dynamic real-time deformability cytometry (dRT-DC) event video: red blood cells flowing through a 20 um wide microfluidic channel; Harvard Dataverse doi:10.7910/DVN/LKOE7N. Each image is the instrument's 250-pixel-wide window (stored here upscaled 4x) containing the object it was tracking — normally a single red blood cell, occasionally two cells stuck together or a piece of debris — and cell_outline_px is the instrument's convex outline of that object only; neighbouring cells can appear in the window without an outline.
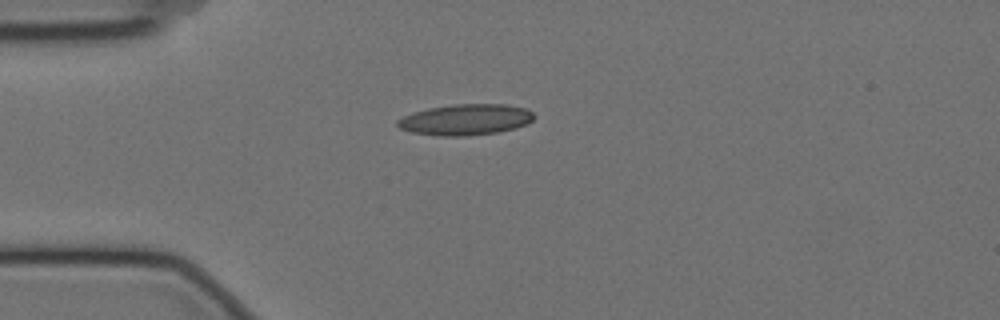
{"species": "Egyptian fruit bat (a non-hibernating species)", "species_latin": "Rousettus aegyptiacus", "temperature_condition": "cold", "stored_images_in_passage": 44, "camera_frame_rate_fps": 3000, "um_per_image_px": 0.085, "animal": {"sex": "female"}, "frame": {"image": 1, "passage_image": 1, "time_ms": 0.0, "image_size_px": [1000, 320], "cell_outline_px": [[536, 116], [532, 120], [524, 124], [512, 128], [496, 132], [468, 136], [440, 136], [412, 132], [400, 128], [396, 124], [396, 120], [412, 112], [428, 108], [452, 104], [508, 104], [524, 108], [532, 112]], "centroid_in_image_um": [39.54, 10.16], "position_along_channel_um": 45.5, "area_um2": 24.57}}
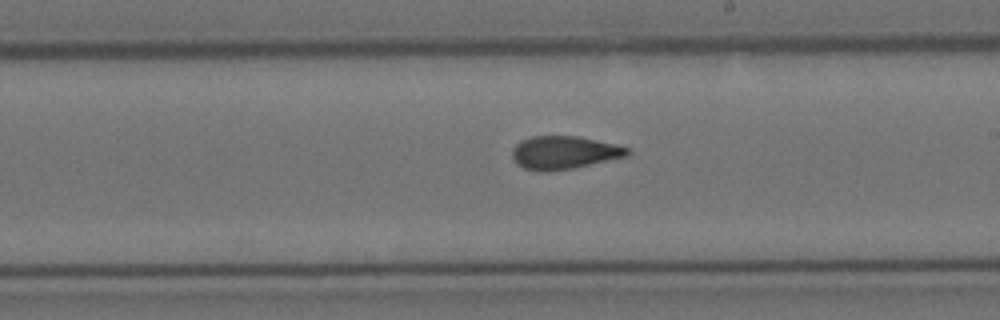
{"frame": {"image": 2, "passage_image": 19, "time_ms": 6.0, "image_size_px": [1000, 320], "cell_outline_px": [[632, 152], [628, 156], [572, 168], [548, 172], [540, 172], [524, 168], [516, 164], [512, 156], [512, 148], [520, 140], [532, 136], [580, 136], [616, 144], [632, 148]], "centroid_in_image_um": [47.96, 12.96], "position_along_channel_um": 241.0, "area_um2": 22.54}}
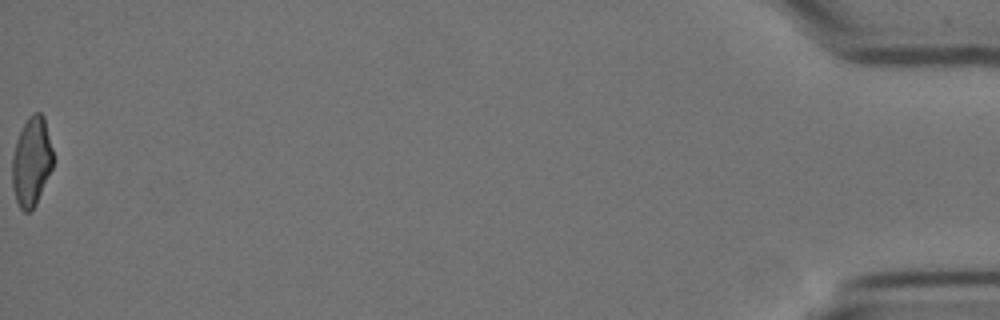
{"frame": {"image": 3, "passage_image": 44, "time_ms": 14.333, "image_size_px": [1000, 320], "cell_outline_px": [[52, 168], [36, 204], [28, 212], [24, 212], [20, 208], [16, 200], [12, 184], [12, 156], [16, 140], [28, 116], [32, 112], [40, 112], [44, 116], [52, 148]], "centroid_in_image_um": [2.67, 13.72], "position_along_channel_um": 432.5, "area_um2": 21.1}, "authors_computed_cell_mechanics": {"area_um2": 22.3108, "velocity_mm_per_s": 3.5211, "shape_relaxation_time_tau1_ms": 9.6687, "shape_relaxation_time_tau2_ms": 1.741, "deformation_change_tau1": 0.2227, "deformation_change_tau2": 0.0792}}